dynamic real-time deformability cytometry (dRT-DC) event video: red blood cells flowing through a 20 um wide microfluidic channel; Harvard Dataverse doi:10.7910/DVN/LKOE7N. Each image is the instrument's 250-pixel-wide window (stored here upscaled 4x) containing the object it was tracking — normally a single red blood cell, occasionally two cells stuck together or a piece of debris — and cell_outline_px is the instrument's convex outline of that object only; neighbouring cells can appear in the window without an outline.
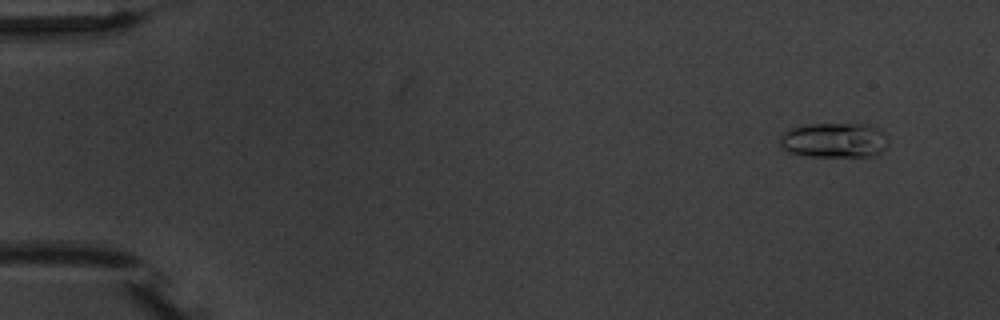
{"species": "common noctule bat (a hibernating species)", "species_latin": "Nyctalus noctula", "temperature_condition": "warm", "stored_images_in_passage": 5, "camera_frame_rate_fps": 3000, "um_per_image_px": 0.085, "animal": {"sex": "male", "body_mass_g": 20.1, "forearm_length_mm": 53.5}, "frame": {"image": 1, "passage_image": 1, "time_ms": 0.0, "image_size_px": [1000, 320], "cell_outline_px": [[888, 144], [876, 156], [812, 156], [792, 152], [784, 148], [780, 144], [780, 136], [788, 128], [804, 124], [864, 124], [876, 128], [884, 132]], "centroid_in_image_um": [70.91, 11.9], "position_along_channel_um": 14.1, "area_um2": 21.91}}